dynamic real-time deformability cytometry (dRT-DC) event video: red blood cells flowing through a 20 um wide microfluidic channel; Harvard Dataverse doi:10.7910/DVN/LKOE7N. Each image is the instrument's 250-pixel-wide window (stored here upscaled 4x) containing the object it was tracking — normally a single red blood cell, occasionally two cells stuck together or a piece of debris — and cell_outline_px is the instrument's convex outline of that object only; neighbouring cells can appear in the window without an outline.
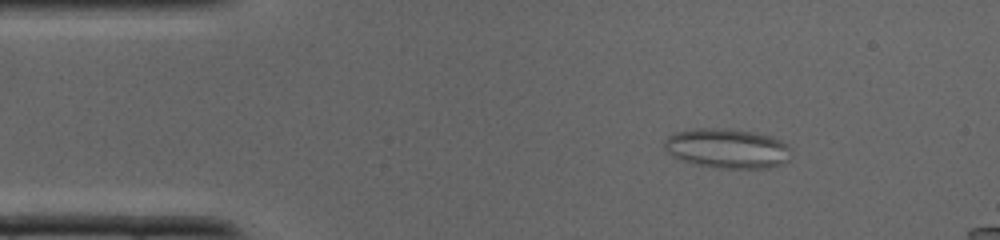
{"species": "common noctule bat (a hibernating species)", "species_latin": "Nyctalus noctula", "temperature_condition": "cold", "stored_images_in_passage": 9, "camera_frame_rate_fps": 3000, "um_per_image_px": 0.085, "animal": {"sex": "male", "body_mass_g": 19.0, "forearm_length_mm": 50.8}, "frame": {"image": 1, "passage_image": 3, "time_ms": 0.667, "image_size_px": [1000, 240], "cell_outline_px": [[792, 148], [788, 160], [780, 164], [768, 168], [720, 168], [696, 164], [672, 156], [664, 148], [664, 140], [668, 136], [676, 132], [692, 128], [728, 128], [752, 132], [772, 136], [788, 144]], "centroid_in_image_um": [61.83, 12.6], "position_along_channel_um": 23.2, "area_um2": 29.42}}